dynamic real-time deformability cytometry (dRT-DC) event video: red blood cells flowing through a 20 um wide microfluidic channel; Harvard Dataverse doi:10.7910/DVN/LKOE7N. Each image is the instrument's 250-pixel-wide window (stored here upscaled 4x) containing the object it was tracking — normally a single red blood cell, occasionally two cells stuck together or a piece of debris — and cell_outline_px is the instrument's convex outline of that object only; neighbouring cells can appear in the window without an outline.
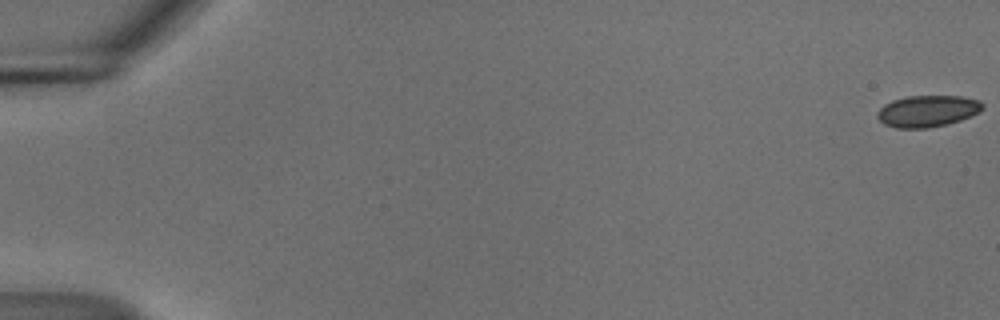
{"species": "common noctule bat (a hibernating species)", "species_latin": "Nyctalus noctula", "temperature_condition": "cold", "stored_images_in_passage": 56, "camera_frame_rate_fps": 3000, "um_per_image_px": 0.085, "animal": {"sex": "male", "body_mass_g": 18.8}, "frame": {"image": 1, "passage_image": 1, "time_ms": 0.0, "image_size_px": [1000, 320], "cell_outline_px": [[980, 108], [964, 116], [952, 120], [936, 124], [892, 124], [884, 120], [880, 116], [884, 108], [900, 100], [928, 96], [936, 96], [968, 100], [980, 104]], "centroid_in_image_um": [78.86, 9.38], "position_along_channel_um": 6.1, "area_um2": 15.03}}
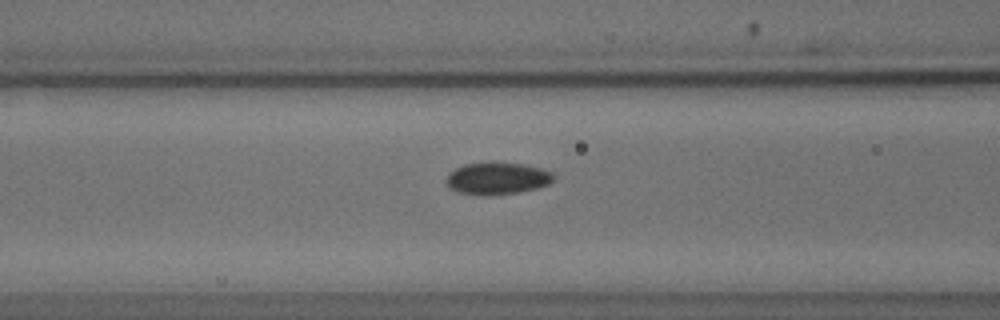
{"frame": {"image": 2, "passage_image": 24, "time_ms": 7.667, "image_size_px": [1000, 320], "cell_outline_px": [[548, 180], [540, 184], [520, 188], [484, 192], [464, 188], [456, 184], [452, 180], [452, 176], [456, 172], [468, 168], [520, 168], [536, 172], [548, 176]], "centroid_in_image_um": [42.26, 15.2], "position_along_channel_um": 124.3, "area_um2": 12.66}}
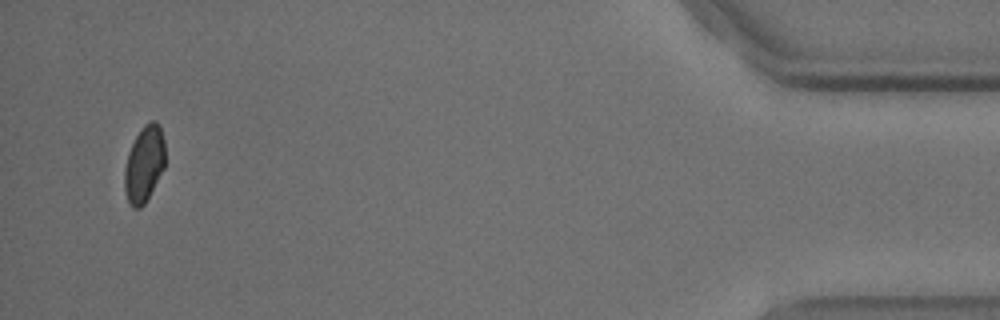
{"frame": {"image": 3, "passage_image": 54, "time_ms": 17.667, "image_size_px": [1000, 320], "cell_outline_px": [[164, 164], [144, 200], [140, 204], [132, 204], [128, 196], [128, 160], [132, 148], [140, 132], [148, 124], [156, 124], [160, 132], [164, 148]], "centroid_in_image_um": [12.32, 13.87], "position_along_channel_um": 422.9, "area_um2": 14.85}, "authors_computed_cell_mechanics": {"area_um2": 13.9587, "velocity_mm_per_s": 3.7019, "shape_relaxation_time_tau1_ms": null, "shape_relaxation_time_tau2_ms": 2.988, "deformation_change_tau1": null, "deformation_change_tau2": 0.0627}}